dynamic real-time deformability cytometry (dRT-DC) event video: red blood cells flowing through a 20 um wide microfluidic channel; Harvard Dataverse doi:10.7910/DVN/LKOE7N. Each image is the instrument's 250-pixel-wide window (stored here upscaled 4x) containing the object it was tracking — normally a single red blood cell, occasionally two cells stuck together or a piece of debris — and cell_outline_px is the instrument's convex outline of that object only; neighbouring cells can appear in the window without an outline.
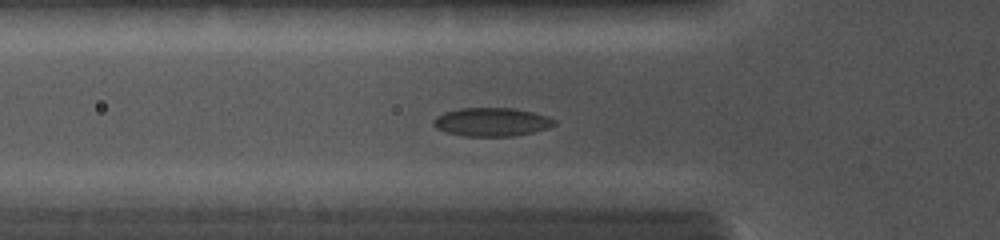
{"species": "common noctule bat (a hibernating species)", "species_latin": "Nyctalus noctula", "temperature_condition": "cold", "stored_images_in_passage": 19, "camera_frame_rate_fps": 5000, "um_per_image_px": 0.085, "animal": {"sex": "female", "body_mass_g": 19.0, "forearm_length_mm": 56.7}, "frame": {"image": 1, "passage_image": 4, "time_ms": 2.0, "image_size_px": [1000, 240], "cell_outline_px": [[556, 124], [548, 128], [532, 132], [512, 136], [464, 136], [448, 132], [436, 128], [432, 124], [432, 120], [436, 116], [444, 112], [460, 108], [512, 108], [532, 112], [548, 116], [556, 120]], "centroid_in_image_um": [41.78, 10.36], "position_along_channel_um": 84.0, "area_um2": 20.06}}
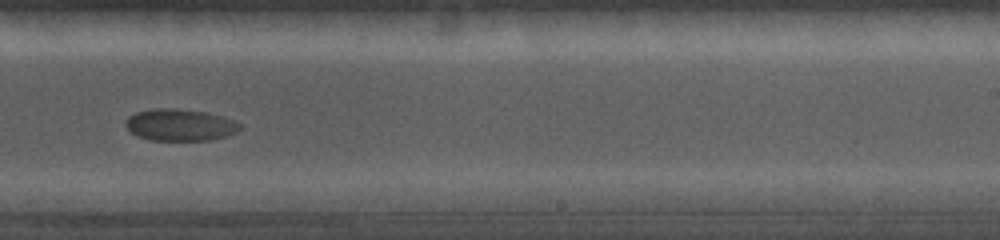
{"frame": {"image": 2, "passage_image": 11, "time_ms": 6.6, "image_size_px": [1000, 240], "cell_outline_px": [[240, 128], [236, 132], [224, 136], [208, 140], [152, 140], [136, 136], [124, 124], [128, 116], [136, 112], [152, 108], [176, 108], [204, 112], [224, 116], [240, 124]], "centroid_in_image_um": [15.26, 10.61], "position_along_channel_um": 273.7, "area_um2": 21.1}}
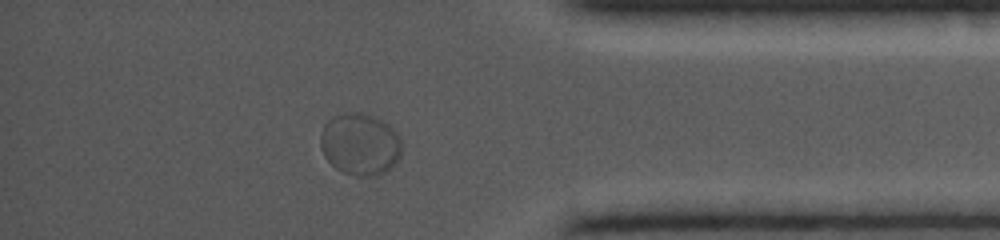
{"frame": {"image": 3, "passage_image": 16, "time_ms": 10.0, "image_size_px": [1000, 240], "cell_outline_px": [[404, 148], [400, 156], [384, 172], [376, 176], [356, 176], [344, 172], [336, 168], [324, 156], [320, 144], [320, 132], [324, 124], [332, 116], [344, 112], [360, 112], [372, 116], [388, 124], [400, 136], [404, 144]], "centroid_in_image_um": [30.61, 12.24], "position_along_channel_um": 404.6, "area_um2": 29.59}}